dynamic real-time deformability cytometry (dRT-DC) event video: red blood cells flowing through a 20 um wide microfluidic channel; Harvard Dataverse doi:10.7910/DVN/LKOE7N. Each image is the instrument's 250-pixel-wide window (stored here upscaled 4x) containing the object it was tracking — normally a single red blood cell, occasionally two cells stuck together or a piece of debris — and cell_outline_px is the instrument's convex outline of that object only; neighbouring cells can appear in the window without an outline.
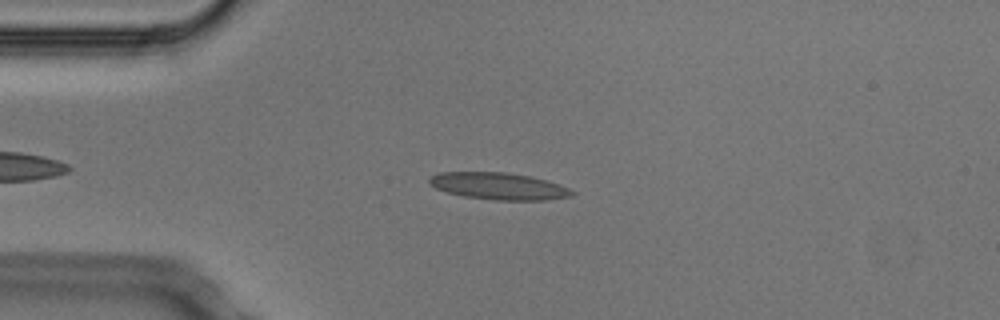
{"species": "Egyptian fruit bat (a non-hibernating species)", "species_latin": "Rousettus aegyptiacus", "temperature_condition": "cold", "stored_images_in_passage": 5, "camera_frame_rate_fps": 3000, "um_per_image_px": 0.085, "animal": {"sex": "male"}, "frame": {"image": 1, "passage_image": 3, "time_ms": 0.667, "image_size_px": [1000, 320], "cell_outline_px": [[576, 192], [572, 196], [544, 200], [496, 200], [464, 196], [448, 192], [436, 188], [428, 184], [428, 180], [432, 176], [440, 172], [504, 172], [532, 176], [548, 180], [560, 184]], "centroid_in_image_um": [42.42, 15.81], "position_along_channel_um": 42.6, "area_um2": 22.43}}
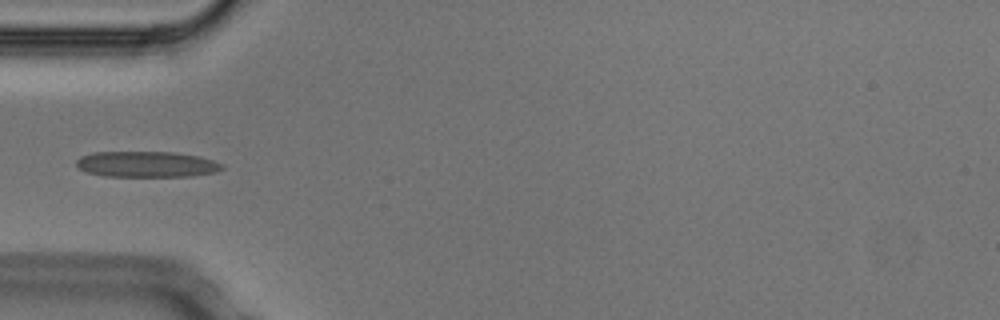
{"frame": {"image": 2, "passage_image": 4, "time_ms": 1.0, "image_size_px": [1000, 320], "cell_outline_px": [[224, 168], [216, 172], [192, 176], [104, 176], [84, 172], [76, 168], [76, 160], [80, 156], [92, 152], [176, 152], [200, 156], [224, 164]], "centroid_in_image_um": [12.44, 13.96], "position_along_channel_um": 72.6, "area_um2": 22.25}}
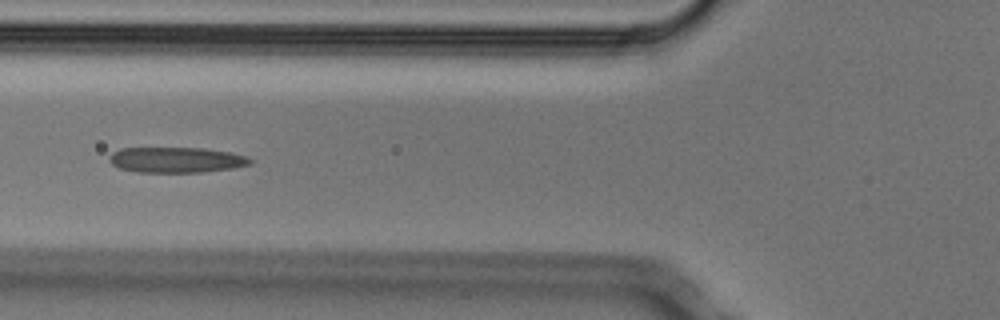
{"frame": {"image": 3, "passage_image": 5, "time_ms": 1.333, "image_size_px": [1000, 320], "cell_outline_px": [[252, 164], [232, 168], [200, 172], [136, 172], [120, 168], [112, 164], [108, 160], [108, 156], [112, 152], [120, 148], [204, 148], [228, 152], [248, 156], [252, 160]], "centroid_in_image_um": [14.96, 13.58], "position_along_channel_um": 110.8, "area_um2": 20.98}}